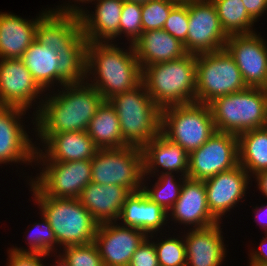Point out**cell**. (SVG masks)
Wrapping results in <instances>:
<instances>
[{
    "label": "cell",
    "mask_w": 267,
    "mask_h": 266,
    "mask_svg": "<svg viewBox=\"0 0 267 266\" xmlns=\"http://www.w3.org/2000/svg\"><path fill=\"white\" fill-rule=\"evenodd\" d=\"M216 131L210 106L190 103L161 111V133L188 154L201 147Z\"/></svg>",
    "instance_id": "cell-7"
},
{
    "label": "cell",
    "mask_w": 267,
    "mask_h": 266,
    "mask_svg": "<svg viewBox=\"0 0 267 266\" xmlns=\"http://www.w3.org/2000/svg\"><path fill=\"white\" fill-rule=\"evenodd\" d=\"M142 151L144 176L174 173L188 177L189 154L161 132Z\"/></svg>",
    "instance_id": "cell-22"
},
{
    "label": "cell",
    "mask_w": 267,
    "mask_h": 266,
    "mask_svg": "<svg viewBox=\"0 0 267 266\" xmlns=\"http://www.w3.org/2000/svg\"><path fill=\"white\" fill-rule=\"evenodd\" d=\"M62 87L45 94L38 113L31 120L34 134L87 131L90 120L105 101L87 81Z\"/></svg>",
    "instance_id": "cell-1"
},
{
    "label": "cell",
    "mask_w": 267,
    "mask_h": 266,
    "mask_svg": "<svg viewBox=\"0 0 267 266\" xmlns=\"http://www.w3.org/2000/svg\"><path fill=\"white\" fill-rule=\"evenodd\" d=\"M252 181L240 164L204 180L210 213L219 222H223V216L231 212V209L234 210V207H237V204L242 203L245 199L247 189H250L249 185L252 186Z\"/></svg>",
    "instance_id": "cell-16"
},
{
    "label": "cell",
    "mask_w": 267,
    "mask_h": 266,
    "mask_svg": "<svg viewBox=\"0 0 267 266\" xmlns=\"http://www.w3.org/2000/svg\"><path fill=\"white\" fill-rule=\"evenodd\" d=\"M27 112L19 107L0 106V164L35 165L38 141L32 142L34 138L26 132L27 125H23Z\"/></svg>",
    "instance_id": "cell-14"
},
{
    "label": "cell",
    "mask_w": 267,
    "mask_h": 266,
    "mask_svg": "<svg viewBox=\"0 0 267 266\" xmlns=\"http://www.w3.org/2000/svg\"><path fill=\"white\" fill-rule=\"evenodd\" d=\"M253 179H255L257 183V188L262 193L265 198L267 197V170H264L262 172H258L254 176H252Z\"/></svg>",
    "instance_id": "cell-46"
},
{
    "label": "cell",
    "mask_w": 267,
    "mask_h": 266,
    "mask_svg": "<svg viewBox=\"0 0 267 266\" xmlns=\"http://www.w3.org/2000/svg\"><path fill=\"white\" fill-rule=\"evenodd\" d=\"M82 30L79 14L48 11L36 28V40L60 52Z\"/></svg>",
    "instance_id": "cell-27"
},
{
    "label": "cell",
    "mask_w": 267,
    "mask_h": 266,
    "mask_svg": "<svg viewBox=\"0 0 267 266\" xmlns=\"http://www.w3.org/2000/svg\"><path fill=\"white\" fill-rule=\"evenodd\" d=\"M132 46L142 69L148 65L173 61L188 54L184 44L163 29L142 32Z\"/></svg>",
    "instance_id": "cell-26"
},
{
    "label": "cell",
    "mask_w": 267,
    "mask_h": 266,
    "mask_svg": "<svg viewBox=\"0 0 267 266\" xmlns=\"http://www.w3.org/2000/svg\"><path fill=\"white\" fill-rule=\"evenodd\" d=\"M35 137L36 140L39 139L40 141V145L38 143L35 144V161L70 162L91 160L98 150L87 131L35 134Z\"/></svg>",
    "instance_id": "cell-18"
},
{
    "label": "cell",
    "mask_w": 267,
    "mask_h": 266,
    "mask_svg": "<svg viewBox=\"0 0 267 266\" xmlns=\"http://www.w3.org/2000/svg\"><path fill=\"white\" fill-rule=\"evenodd\" d=\"M150 177H153V181L154 177H156L157 180L153 185L149 186L148 184L150 183L147 181L151 182ZM176 177L174 173L143 177L142 191L152 202L160 205L167 213L180 197L182 185L188 178L181 175H176Z\"/></svg>",
    "instance_id": "cell-33"
},
{
    "label": "cell",
    "mask_w": 267,
    "mask_h": 266,
    "mask_svg": "<svg viewBox=\"0 0 267 266\" xmlns=\"http://www.w3.org/2000/svg\"><path fill=\"white\" fill-rule=\"evenodd\" d=\"M217 224L203 229L184 230L186 266H221L227 255V246L221 228ZM186 233V234H185ZM224 238V239H223Z\"/></svg>",
    "instance_id": "cell-20"
},
{
    "label": "cell",
    "mask_w": 267,
    "mask_h": 266,
    "mask_svg": "<svg viewBox=\"0 0 267 266\" xmlns=\"http://www.w3.org/2000/svg\"><path fill=\"white\" fill-rule=\"evenodd\" d=\"M238 164L237 135L217 131L201 147L189 153L188 178L204 181Z\"/></svg>",
    "instance_id": "cell-11"
},
{
    "label": "cell",
    "mask_w": 267,
    "mask_h": 266,
    "mask_svg": "<svg viewBox=\"0 0 267 266\" xmlns=\"http://www.w3.org/2000/svg\"><path fill=\"white\" fill-rule=\"evenodd\" d=\"M227 36L256 32V21L247 13L242 0H211Z\"/></svg>",
    "instance_id": "cell-32"
},
{
    "label": "cell",
    "mask_w": 267,
    "mask_h": 266,
    "mask_svg": "<svg viewBox=\"0 0 267 266\" xmlns=\"http://www.w3.org/2000/svg\"><path fill=\"white\" fill-rule=\"evenodd\" d=\"M265 237L262 238L259 244V248H252L249 250L248 256L249 262H263L267 263V233H265ZM251 251V252H250Z\"/></svg>",
    "instance_id": "cell-43"
},
{
    "label": "cell",
    "mask_w": 267,
    "mask_h": 266,
    "mask_svg": "<svg viewBox=\"0 0 267 266\" xmlns=\"http://www.w3.org/2000/svg\"><path fill=\"white\" fill-rule=\"evenodd\" d=\"M170 221L183 225L184 229H187L185 226L203 229L219 222L210 213L204 181L189 178L184 181L180 197L168 211V224Z\"/></svg>",
    "instance_id": "cell-19"
},
{
    "label": "cell",
    "mask_w": 267,
    "mask_h": 266,
    "mask_svg": "<svg viewBox=\"0 0 267 266\" xmlns=\"http://www.w3.org/2000/svg\"><path fill=\"white\" fill-rule=\"evenodd\" d=\"M254 208V214H255V217L254 218V221L257 222L261 229H263L265 231V233H267V219H262V213H263V216L265 213H267V203L266 204H263L261 205L260 207L257 205V206H253ZM256 212V213H255ZM267 215L265 214V217ZM262 217V218H261Z\"/></svg>",
    "instance_id": "cell-45"
},
{
    "label": "cell",
    "mask_w": 267,
    "mask_h": 266,
    "mask_svg": "<svg viewBox=\"0 0 267 266\" xmlns=\"http://www.w3.org/2000/svg\"><path fill=\"white\" fill-rule=\"evenodd\" d=\"M90 1L91 0H72V2H74V4H73L71 2V0L70 1L68 0V3H66V4H64V2H63V4H62L63 6L62 5H58V6H56L57 8L53 7V9H52V7H51V8H46V9H48V11H51V12H66V13L79 14V12L84 8L82 6H84L85 4L89 5ZM80 3L82 5H80Z\"/></svg>",
    "instance_id": "cell-44"
},
{
    "label": "cell",
    "mask_w": 267,
    "mask_h": 266,
    "mask_svg": "<svg viewBox=\"0 0 267 266\" xmlns=\"http://www.w3.org/2000/svg\"><path fill=\"white\" fill-rule=\"evenodd\" d=\"M238 137V163L252 178L267 170V134L260 128L241 133Z\"/></svg>",
    "instance_id": "cell-31"
},
{
    "label": "cell",
    "mask_w": 267,
    "mask_h": 266,
    "mask_svg": "<svg viewBox=\"0 0 267 266\" xmlns=\"http://www.w3.org/2000/svg\"><path fill=\"white\" fill-rule=\"evenodd\" d=\"M260 129H262L267 134V105L265 108V114Z\"/></svg>",
    "instance_id": "cell-48"
},
{
    "label": "cell",
    "mask_w": 267,
    "mask_h": 266,
    "mask_svg": "<svg viewBox=\"0 0 267 266\" xmlns=\"http://www.w3.org/2000/svg\"><path fill=\"white\" fill-rule=\"evenodd\" d=\"M50 256H56L55 257V262H53L54 264L52 265V263L50 264L51 266H71V264L63 257V255L61 253H57L54 255H50ZM57 258V259H56ZM47 266V265H46Z\"/></svg>",
    "instance_id": "cell-47"
},
{
    "label": "cell",
    "mask_w": 267,
    "mask_h": 266,
    "mask_svg": "<svg viewBox=\"0 0 267 266\" xmlns=\"http://www.w3.org/2000/svg\"><path fill=\"white\" fill-rule=\"evenodd\" d=\"M177 4L173 0H150L142 4V32L163 29L171 9Z\"/></svg>",
    "instance_id": "cell-36"
},
{
    "label": "cell",
    "mask_w": 267,
    "mask_h": 266,
    "mask_svg": "<svg viewBox=\"0 0 267 266\" xmlns=\"http://www.w3.org/2000/svg\"><path fill=\"white\" fill-rule=\"evenodd\" d=\"M188 5L189 29L183 43L189 54L223 50L228 36L223 31L211 0H195Z\"/></svg>",
    "instance_id": "cell-12"
},
{
    "label": "cell",
    "mask_w": 267,
    "mask_h": 266,
    "mask_svg": "<svg viewBox=\"0 0 267 266\" xmlns=\"http://www.w3.org/2000/svg\"><path fill=\"white\" fill-rule=\"evenodd\" d=\"M189 29L188 5L177 3L170 11L163 30L184 43Z\"/></svg>",
    "instance_id": "cell-39"
},
{
    "label": "cell",
    "mask_w": 267,
    "mask_h": 266,
    "mask_svg": "<svg viewBox=\"0 0 267 266\" xmlns=\"http://www.w3.org/2000/svg\"><path fill=\"white\" fill-rule=\"evenodd\" d=\"M124 34V35H123ZM142 34V4L136 2L123 1L120 19V38L126 37L129 41L126 44L133 43Z\"/></svg>",
    "instance_id": "cell-37"
},
{
    "label": "cell",
    "mask_w": 267,
    "mask_h": 266,
    "mask_svg": "<svg viewBox=\"0 0 267 266\" xmlns=\"http://www.w3.org/2000/svg\"><path fill=\"white\" fill-rule=\"evenodd\" d=\"M7 251V265L6 266H46L43 261L50 255L36 252H19L11 248Z\"/></svg>",
    "instance_id": "cell-41"
},
{
    "label": "cell",
    "mask_w": 267,
    "mask_h": 266,
    "mask_svg": "<svg viewBox=\"0 0 267 266\" xmlns=\"http://www.w3.org/2000/svg\"><path fill=\"white\" fill-rule=\"evenodd\" d=\"M196 58L197 55L188 53L142 69V83L161 110L196 102Z\"/></svg>",
    "instance_id": "cell-3"
},
{
    "label": "cell",
    "mask_w": 267,
    "mask_h": 266,
    "mask_svg": "<svg viewBox=\"0 0 267 266\" xmlns=\"http://www.w3.org/2000/svg\"><path fill=\"white\" fill-rule=\"evenodd\" d=\"M34 163L35 167L40 166V173H36L37 175L33 176L35 178L31 175L27 183L31 182L45 196L78 199L84 187L91 182V160Z\"/></svg>",
    "instance_id": "cell-10"
},
{
    "label": "cell",
    "mask_w": 267,
    "mask_h": 266,
    "mask_svg": "<svg viewBox=\"0 0 267 266\" xmlns=\"http://www.w3.org/2000/svg\"><path fill=\"white\" fill-rule=\"evenodd\" d=\"M57 54V87L86 81L87 39L82 30Z\"/></svg>",
    "instance_id": "cell-28"
},
{
    "label": "cell",
    "mask_w": 267,
    "mask_h": 266,
    "mask_svg": "<svg viewBox=\"0 0 267 266\" xmlns=\"http://www.w3.org/2000/svg\"><path fill=\"white\" fill-rule=\"evenodd\" d=\"M44 96L45 92L34 81L20 58L0 59V106L19 107L26 111L37 106L32 113L35 116Z\"/></svg>",
    "instance_id": "cell-13"
},
{
    "label": "cell",
    "mask_w": 267,
    "mask_h": 266,
    "mask_svg": "<svg viewBox=\"0 0 267 266\" xmlns=\"http://www.w3.org/2000/svg\"><path fill=\"white\" fill-rule=\"evenodd\" d=\"M177 3H187V2H191V1H195V0H173Z\"/></svg>",
    "instance_id": "cell-51"
},
{
    "label": "cell",
    "mask_w": 267,
    "mask_h": 266,
    "mask_svg": "<svg viewBox=\"0 0 267 266\" xmlns=\"http://www.w3.org/2000/svg\"><path fill=\"white\" fill-rule=\"evenodd\" d=\"M91 161L92 182L123 186L131 193L142 190L144 177L142 148L127 146L98 149Z\"/></svg>",
    "instance_id": "cell-9"
},
{
    "label": "cell",
    "mask_w": 267,
    "mask_h": 266,
    "mask_svg": "<svg viewBox=\"0 0 267 266\" xmlns=\"http://www.w3.org/2000/svg\"><path fill=\"white\" fill-rule=\"evenodd\" d=\"M196 102L209 105L215 99L247 88L234 59L223 49L196 58Z\"/></svg>",
    "instance_id": "cell-8"
},
{
    "label": "cell",
    "mask_w": 267,
    "mask_h": 266,
    "mask_svg": "<svg viewBox=\"0 0 267 266\" xmlns=\"http://www.w3.org/2000/svg\"><path fill=\"white\" fill-rule=\"evenodd\" d=\"M118 223L139 229L147 236L162 233L164 230L169 232L165 228L168 225V213L152 202L142 190L133 192L126 198Z\"/></svg>",
    "instance_id": "cell-23"
},
{
    "label": "cell",
    "mask_w": 267,
    "mask_h": 266,
    "mask_svg": "<svg viewBox=\"0 0 267 266\" xmlns=\"http://www.w3.org/2000/svg\"><path fill=\"white\" fill-rule=\"evenodd\" d=\"M130 194L123 186L101 185L91 181L78 199L93 219L102 224L118 221L122 206Z\"/></svg>",
    "instance_id": "cell-25"
},
{
    "label": "cell",
    "mask_w": 267,
    "mask_h": 266,
    "mask_svg": "<svg viewBox=\"0 0 267 266\" xmlns=\"http://www.w3.org/2000/svg\"><path fill=\"white\" fill-rule=\"evenodd\" d=\"M60 252L71 266H104L99 250L94 242L72 245Z\"/></svg>",
    "instance_id": "cell-38"
},
{
    "label": "cell",
    "mask_w": 267,
    "mask_h": 266,
    "mask_svg": "<svg viewBox=\"0 0 267 266\" xmlns=\"http://www.w3.org/2000/svg\"><path fill=\"white\" fill-rule=\"evenodd\" d=\"M20 59L44 92L56 89L54 86H57V67L59 63L56 51H51L35 39Z\"/></svg>",
    "instance_id": "cell-29"
},
{
    "label": "cell",
    "mask_w": 267,
    "mask_h": 266,
    "mask_svg": "<svg viewBox=\"0 0 267 266\" xmlns=\"http://www.w3.org/2000/svg\"><path fill=\"white\" fill-rule=\"evenodd\" d=\"M90 3L96 6L95 12H90L87 7L79 12L87 42H117V38H120L123 0H91Z\"/></svg>",
    "instance_id": "cell-21"
},
{
    "label": "cell",
    "mask_w": 267,
    "mask_h": 266,
    "mask_svg": "<svg viewBox=\"0 0 267 266\" xmlns=\"http://www.w3.org/2000/svg\"><path fill=\"white\" fill-rule=\"evenodd\" d=\"M28 185L32 192V200L55 233L59 253L67 246L94 242L99 224L79 199L45 196L31 182Z\"/></svg>",
    "instance_id": "cell-4"
},
{
    "label": "cell",
    "mask_w": 267,
    "mask_h": 266,
    "mask_svg": "<svg viewBox=\"0 0 267 266\" xmlns=\"http://www.w3.org/2000/svg\"><path fill=\"white\" fill-rule=\"evenodd\" d=\"M44 10L30 20L11 12H0V59L22 57L36 39L38 21L48 12Z\"/></svg>",
    "instance_id": "cell-24"
},
{
    "label": "cell",
    "mask_w": 267,
    "mask_h": 266,
    "mask_svg": "<svg viewBox=\"0 0 267 266\" xmlns=\"http://www.w3.org/2000/svg\"><path fill=\"white\" fill-rule=\"evenodd\" d=\"M164 234L165 233H160V237H157V234L148 236L154 243L159 266H186L187 257L183 234H181V237L178 234L177 236L173 235V237L172 235L170 237L169 234H166V236L168 235V237H166ZM161 236L165 238H161Z\"/></svg>",
    "instance_id": "cell-35"
},
{
    "label": "cell",
    "mask_w": 267,
    "mask_h": 266,
    "mask_svg": "<svg viewBox=\"0 0 267 266\" xmlns=\"http://www.w3.org/2000/svg\"><path fill=\"white\" fill-rule=\"evenodd\" d=\"M267 105V89L247 87L221 96L209 106L216 131L240 135L260 128Z\"/></svg>",
    "instance_id": "cell-6"
},
{
    "label": "cell",
    "mask_w": 267,
    "mask_h": 266,
    "mask_svg": "<svg viewBox=\"0 0 267 266\" xmlns=\"http://www.w3.org/2000/svg\"><path fill=\"white\" fill-rule=\"evenodd\" d=\"M39 214L41 215V222L38 221L34 223L33 226H31V230L24 232L25 234L27 232L29 233L27 239H25L29 249L16 247V245L15 247H11V249L19 252H36L47 255L54 254V252L59 253L57 248L58 242L49 221L42 213L39 212Z\"/></svg>",
    "instance_id": "cell-34"
},
{
    "label": "cell",
    "mask_w": 267,
    "mask_h": 266,
    "mask_svg": "<svg viewBox=\"0 0 267 266\" xmlns=\"http://www.w3.org/2000/svg\"><path fill=\"white\" fill-rule=\"evenodd\" d=\"M108 102L116 110L124 142L143 148L161 132V109L151 99L143 83L135 89L112 96Z\"/></svg>",
    "instance_id": "cell-5"
},
{
    "label": "cell",
    "mask_w": 267,
    "mask_h": 266,
    "mask_svg": "<svg viewBox=\"0 0 267 266\" xmlns=\"http://www.w3.org/2000/svg\"><path fill=\"white\" fill-rule=\"evenodd\" d=\"M87 134L98 149L121 148L128 145L124 142L120 122L114 107L104 101L90 120Z\"/></svg>",
    "instance_id": "cell-30"
},
{
    "label": "cell",
    "mask_w": 267,
    "mask_h": 266,
    "mask_svg": "<svg viewBox=\"0 0 267 266\" xmlns=\"http://www.w3.org/2000/svg\"><path fill=\"white\" fill-rule=\"evenodd\" d=\"M123 1L136 2V3L143 4V3H147L150 0H123Z\"/></svg>",
    "instance_id": "cell-50"
},
{
    "label": "cell",
    "mask_w": 267,
    "mask_h": 266,
    "mask_svg": "<svg viewBox=\"0 0 267 266\" xmlns=\"http://www.w3.org/2000/svg\"><path fill=\"white\" fill-rule=\"evenodd\" d=\"M249 266H267V263L263 262H249Z\"/></svg>",
    "instance_id": "cell-49"
},
{
    "label": "cell",
    "mask_w": 267,
    "mask_h": 266,
    "mask_svg": "<svg viewBox=\"0 0 267 266\" xmlns=\"http://www.w3.org/2000/svg\"><path fill=\"white\" fill-rule=\"evenodd\" d=\"M128 266H159L154 243L148 237L136 249Z\"/></svg>",
    "instance_id": "cell-40"
},
{
    "label": "cell",
    "mask_w": 267,
    "mask_h": 266,
    "mask_svg": "<svg viewBox=\"0 0 267 266\" xmlns=\"http://www.w3.org/2000/svg\"><path fill=\"white\" fill-rule=\"evenodd\" d=\"M148 236L118 222L99 224L94 237L104 266H128L136 249Z\"/></svg>",
    "instance_id": "cell-17"
},
{
    "label": "cell",
    "mask_w": 267,
    "mask_h": 266,
    "mask_svg": "<svg viewBox=\"0 0 267 266\" xmlns=\"http://www.w3.org/2000/svg\"><path fill=\"white\" fill-rule=\"evenodd\" d=\"M257 33L230 35L224 49L236 62L247 87L267 89V41Z\"/></svg>",
    "instance_id": "cell-15"
},
{
    "label": "cell",
    "mask_w": 267,
    "mask_h": 266,
    "mask_svg": "<svg viewBox=\"0 0 267 266\" xmlns=\"http://www.w3.org/2000/svg\"><path fill=\"white\" fill-rule=\"evenodd\" d=\"M128 45L125 49L118 43L87 42L86 81L105 101L142 83V68Z\"/></svg>",
    "instance_id": "cell-2"
},
{
    "label": "cell",
    "mask_w": 267,
    "mask_h": 266,
    "mask_svg": "<svg viewBox=\"0 0 267 266\" xmlns=\"http://www.w3.org/2000/svg\"><path fill=\"white\" fill-rule=\"evenodd\" d=\"M247 13L257 22L267 13V0H242Z\"/></svg>",
    "instance_id": "cell-42"
}]
</instances>
